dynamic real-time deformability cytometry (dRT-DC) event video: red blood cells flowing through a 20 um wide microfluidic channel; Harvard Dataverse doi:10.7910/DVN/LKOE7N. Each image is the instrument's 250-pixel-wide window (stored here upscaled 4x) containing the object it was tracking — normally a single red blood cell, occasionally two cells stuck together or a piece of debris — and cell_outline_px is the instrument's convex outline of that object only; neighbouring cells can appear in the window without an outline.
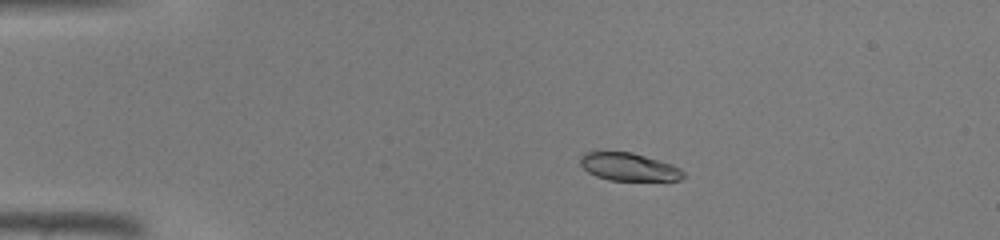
{"species": "common noctule bat (a hibernating species)", "species_latin": "Nyctalus noctula", "temperature_condition": "warm", "stored_images_in_passage": 37, "camera_frame_rate_fps": 3000, "um_per_image_px": 0.085, "animal": {"sex": "male", "body_mass_g": 19.0, "forearm_length_mm": 50.8}, "frame": {"image": 1, "passage_image": 1, "time_ms": 0.0, "image_size_px": [1000, 240], "cell_outline_px": [[684, 176], [680, 180], [668, 184], [608, 180], [596, 176], [588, 172], [580, 164], [580, 156], [584, 152], [632, 152], [672, 164], [680, 168], [684, 172]], "centroid_in_image_um": [53.56, 14.25], "position_along_channel_um": 31.4, "area_um2": 17.69}}
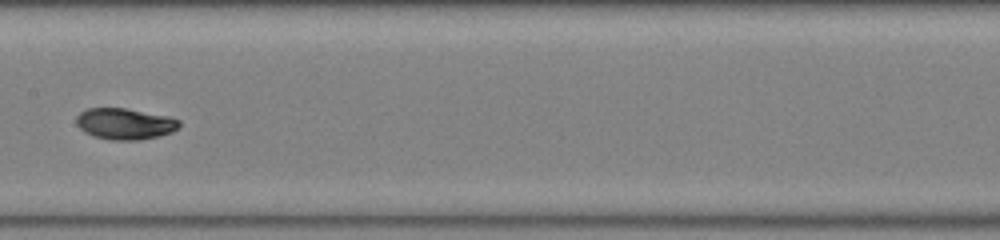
{"frame": {"image": 2, "passage_image": 16, "time_ms": 5.0, "image_size_px": [1000, 240], "cell_outline_px": [[180, 124], [172, 132], [160, 136], [140, 140], [112, 140], [96, 136], [84, 132], [76, 124], [76, 116], [80, 112], [88, 108], [124, 108], [168, 116], [180, 120]], "centroid_in_image_um": [10.61, 10.52], "position_along_channel_um": 196.8, "area_um2": 18.67}}
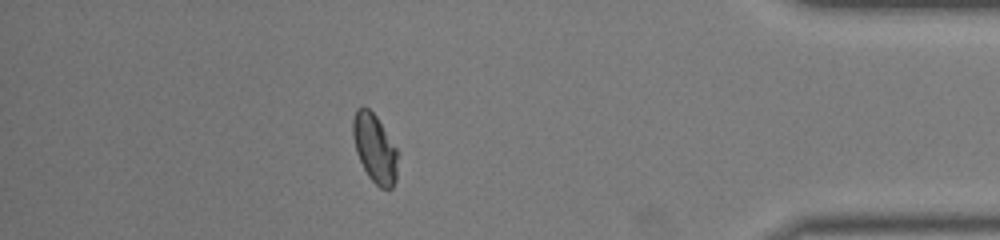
{"frame": {"image": 3, "passage_image": 32, "time_ms": 10.333, "image_size_px": [1000, 240], "cell_outline_px": [[396, 180], [392, 188], [380, 188], [368, 176], [356, 152], [352, 136], [352, 120], [356, 108], [364, 104], [376, 116], [396, 148]], "centroid_in_image_um": [31.81, 12.56], "position_along_channel_um": 403.4, "area_um2": 17.74}}